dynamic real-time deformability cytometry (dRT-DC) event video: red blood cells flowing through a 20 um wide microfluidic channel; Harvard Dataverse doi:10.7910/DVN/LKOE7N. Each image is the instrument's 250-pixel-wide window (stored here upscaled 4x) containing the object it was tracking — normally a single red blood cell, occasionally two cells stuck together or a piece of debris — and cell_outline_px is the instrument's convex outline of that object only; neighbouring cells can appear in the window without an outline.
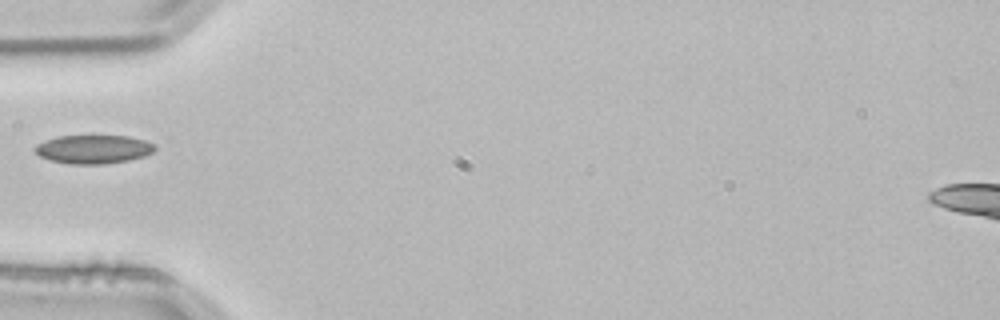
{"species": "common noctule bat (a hibernating species)", "species_latin": "Nyctalus noctula", "temperature_condition": "room temperature", "stored_images_in_passage": 1, "camera_frame_rate_fps": 3000, "um_per_image_px": 0.085, "animal": {"sex": "male", "body_mass_g": 21.5, "forearm_length_mm": 52.0}, "frame": {"image": 1, "passage_image": 1, "time_ms": 0.0, "image_size_px": [1000, 320], "cell_outline_px": [[156, 148], [152, 152], [144, 156], [128, 160], [104, 164], [68, 164], [52, 160], [40, 156], [32, 148], [36, 144], [56, 136], [128, 136], [144, 140], [156, 144]], "centroid_in_image_um": [7.94, 12.68], "position_along_channel_um": 77.1, "area_um2": 20.0}}